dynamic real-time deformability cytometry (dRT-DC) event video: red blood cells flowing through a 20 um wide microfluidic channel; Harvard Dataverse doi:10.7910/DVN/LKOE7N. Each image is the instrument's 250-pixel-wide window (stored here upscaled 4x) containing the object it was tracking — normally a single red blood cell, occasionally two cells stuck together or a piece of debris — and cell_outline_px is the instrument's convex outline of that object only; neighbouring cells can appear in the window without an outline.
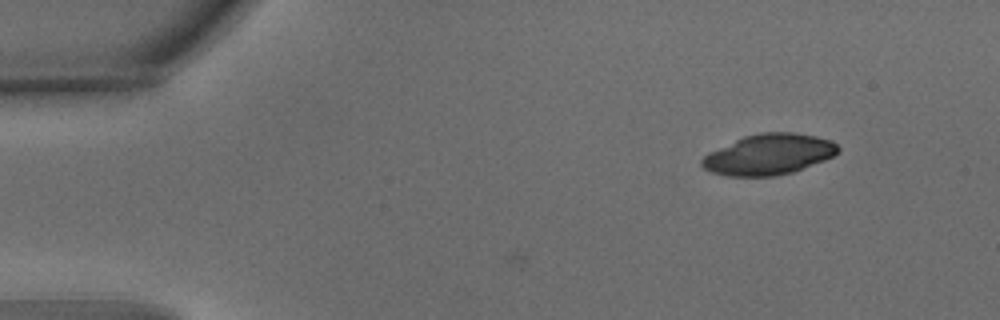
{"species": "common noctule bat (a hibernating species)", "species_latin": "Nyctalus noctula", "temperature_condition": "warm", "stored_images_in_passage": 3, "camera_frame_rate_fps": 3000, "um_per_image_px": 0.085, "animal": {"sex": "male", "body_mass_g": 15.6}, "frame": {"image": 1, "passage_image": 3, "time_ms": 0.667, "image_size_px": [1000, 320], "cell_outline_px": [[840, 152], [824, 160], [792, 172], [776, 176], [728, 176], [712, 172], [704, 168], [700, 164], [700, 160], [708, 152], [744, 136], [760, 132], [792, 132], [816, 136], [832, 140], [840, 148]], "centroid_in_image_um": [65.34, 13.12], "position_along_channel_um": 19.7, "area_um2": 32.31}}